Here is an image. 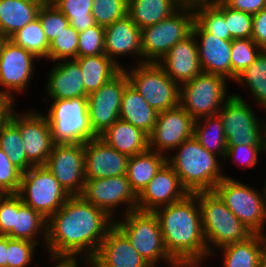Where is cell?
Returning a JSON list of instances; mask_svg holds the SVG:
<instances>
[{
	"label": "cell",
	"mask_w": 266,
	"mask_h": 267,
	"mask_svg": "<svg viewBox=\"0 0 266 267\" xmlns=\"http://www.w3.org/2000/svg\"><path fill=\"white\" fill-rule=\"evenodd\" d=\"M82 196H70L47 219L46 251L52 255L94 257L114 219Z\"/></svg>",
	"instance_id": "cell-1"
},
{
	"label": "cell",
	"mask_w": 266,
	"mask_h": 267,
	"mask_svg": "<svg viewBox=\"0 0 266 267\" xmlns=\"http://www.w3.org/2000/svg\"><path fill=\"white\" fill-rule=\"evenodd\" d=\"M154 214L160 224L166 251L176 262L203 263L208 260L197 192L158 208Z\"/></svg>",
	"instance_id": "cell-2"
},
{
	"label": "cell",
	"mask_w": 266,
	"mask_h": 267,
	"mask_svg": "<svg viewBox=\"0 0 266 267\" xmlns=\"http://www.w3.org/2000/svg\"><path fill=\"white\" fill-rule=\"evenodd\" d=\"M177 152L167 163L174 169L181 185L188 193L213 191L215 186L224 178H231L222 172L218 155L209 152L194 136L183 141Z\"/></svg>",
	"instance_id": "cell-3"
},
{
	"label": "cell",
	"mask_w": 266,
	"mask_h": 267,
	"mask_svg": "<svg viewBox=\"0 0 266 267\" xmlns=\"http://www.w3.org/2000/svg\"><path fill=\"white\" fill-rule=\"evenodd\" d=\"M197 200L209 257L214 255L216 248L220 249L231 243L245 241L253 234L214 191L197 192Z\"/></svg>",
	"instance_id": "cell-4"
},
{
	"label": "cell",
	"mask_w": 266,
	"mask_h": 267,
	"mask_svg": "<svg viewBox=\"0 0 266 267\" xmlns=\"http://www.w3.org/2000/svg\"><path fill=\"white\" fill-rule=\"evenodd\" d=\"M114 225L152 267H159L160 259L169 266L176 263L166 251L160 224L154 212L130 211L123 214L120 221L115 219Z\"/></svg>",
	"instance_id": "cell-5"
},
{
	"label": "cell",
	"mask_w": 266,
	"mask_h": 267,
	"mask_svg": "<svg viewBox=\"0 0 266 267\" xmlns=\"http://www.w3.org/2000/svg\"><path fill=\"white\" fill-rule=\"evenodd\" d=\"M194 9L179 7L161 22L141 29L142 63H158L179 41L192 33Z\"/></svg>",
	"instance_id": "cell-6"
},
{
	"label": "cell",
	"mask_w": 266,
	"mask_h": 267,
	"mask_svg": "<svg viewBox=\"0 0 266 267\" xmlns=\"http://www.w3.org/2000/svg\"><path fill=\"white\" fill-rule=\"evenodd\" d=\"M262 190L260 192L234 178H224L213 191L253 233H265L266 182Z\"/></svg>",
	"instance_id": "cell-7"
},
{
	"label": "cell",
	"mask_w": 266,
	"mask_h": 267,
	"mask_svg": "<svg viewBox=\"0 0 266 267\" xmlns=\"http://www.w3.org/2000/svg\"><path fill=\"white\" fill-rule=\"evenodd\" d=\"M47 112L55 144L85 143L97 137L90 125L87 98L53 100Z\"/></svg>",
	"instance_id": "cell-8"
},
{
	"label": "cell",
	"mask_w": 266,
	"mask_h": 267,
	"mask_svg": "<svg viewBox=\"0 0 266 267\" xmlns=\"http://www.w3.org/2000/svg\"><path fill=\"white\" fill-rule=\"evenodd\" d=\"M227 79L221 75L201 73L180 84L179 104L195 119L217 115L227 95ZM227 95V96H226Z\"/></svg>",
	"instance_id": "cell-9"
},
{
	"label": "cell",
	"mask_w": 266,
	"mask_h": 267,
	"mask_svg": "<svg viewBox=\"0 0 266 267\" xmlns=\"http://www.w3.org/2000/svg\"><path fill=\"white\" fill-rule=\"evenodd\" d=\"M17 195L25 205L46 219L55 214L70 197L45 165L33 166L23 172Z\"/></svg>",
	"instance_id": "cell-10"
},
{
	"label": "cell",
	"mask_w": 266,
	"mask_h": 267,
	"mask_svg": "<svg viewBox=\"0 0 266 267\" xmlns=\"http://www.w3.org/2000/svg\"><path fill=\"white\" fill-rule=\"evenodd\" d=\"M136 66V67H135ZM128 70L123 68L129 83L157 112L179 105L180 85L157 63H142Z\"/></svg>",
	"instance_id": "cell-11"
},
{
	"label": "cell",
	"mask_w": 266,
	"mask_h": 267,
	"mask_svg": "<svg viewBox=\"0 0 266 267\" xmlns=\"http://www.w3.org/2000/svg\"><path fill=\"white\" fill-rule=\"evenodd\" d=\"M218 115L224 126L227 145H264L266 121L258 119L239 94H231Z\"/></svg>",
	"instance_id": "cell-12"
},
{
	"label": "cell",
	"mask_w": 266,
	"mask_h": 267,
	"mask_svg": "<svg viewBox=\"0 0 266 267\" xmlns=\"http://www.w3.org/2000/svg\"><path fill=\"white\" fill-rule=\"evenodd\" d=\"M39 234L46 243L47 219L25 205L17 194H0V235L39 244Z\"/></svg>",
	"instance_id": "cell-13"
},
{
	"label": "cell",
	"mask_w": 266,
	"mask_h": 267,
	"mask_svg": "<svg viewBox=\"0 0 266 267\" xmlns=\"http://www.w3.org/2000/svg\"><path fill=\"white\" fill-rule=\"evenodd\" d=\"M45 166L70 196H81L86 181L84 143L54 144Z\"/></svg>",
	"instance_id": "cell-14"
},
{
	"label": "cell",
	"mask_w": 266,
	"mask_h": 267,
	"mask_svg": "<svg viewBox=\"0 0 266 267\" xmlns=\"http://www.w3.org/2000/svg\"><path fill=\"white\" fill-rule=\"evenodd\" d=\"M81 196L87 202L104 210L114 220V211L116 213L118 206L126 205L123 214L137 208V195L131 189L126 174L110 178L86 179Z\"/></svg>",
	"instance_id": "cell-15"
},
{
	"label": "cell",
	"mask_w": 266,
	"mask_h": 267,
	"mask_svg": "<svg viewBox=\"0 0 266 267\" xmlns=\"http://www.w3.org/2000/svg\"><path fill=\"white\" fill-rule=\"evenodd\" d=\"M128 84V76L122 69L98 90L88 94L90 125L97 136L119 119L123 91Z\"/></svg>",
	"instance_id": "cell-16"
},
{
	"label": "cell",
	"mask_w": 266,
	"mask_h": 267,
	"mask_svg": "<svg viewBox=\"0 0 266 267\" xmlns=\"http://www.w3.org/2000/svg\"><path fill=\"white\" fill-rule=\"evenodd\" d=\"M34 54L7 39L0 51V90L2 97L15 102V93L25 91L34 74Z\"/></svg>",
	"instance_id": "cell-17"
},
{
	"label": "cell",
	"mask_w": 266,
	"mask_h": 267,
	"mask_svg": "<svg viewBox=\"0 0 266 267\" xmlns=\"http://www.w3.org/2000/svg\"><path fill=\"white\" fill-rule=\"evenodd\" d=\"M9 118L19 127L27 159L34 166L45 165L55 144L45 114L29 110L20 115L12 110Z\"/></svg>",
	"instance_id": "cell-18"
},
{
	"label": "cell",
	"mask_w": 266,
	"mask_h": 267,
	"mask_svg": "<svg viewBox=\"0 0 266 267\" xmlns=\"http://www.w3.org/2000/svg\"><path fill=\"white\" fill-rule=\"evenodd\" d=\"M195 119L179 104L158 112L157 121L149 137V149L166 155L183 141L193 137Z\"/></svg>",
	"instance_id": "cell-19"
},
{
	"label": "cell",
	"mask_w": 266,
	"mask_h": 267,
	"mask_svg": "<svg viewBox=\"0 0 266 267\" xmlns=\"http://www.w3.org/2000/svg\"><path fill=\"white\" fill-rule=\"evenodd\" d=\"M187 194L189 193L181 185L178 175L166 162L137 196L136 210L154 212L182 200Z\"/></svg>",
	"instance_id": "cell-20"
},
{
	"label": "cell",
	"mask_w": 266,
	"mask_h": 267,
	"mask_svg": "<svg viewBox=\"0 0 266 267\" xmlns=\"http://www.w3.org/2000/svg\"><path fill=\"white\" fill-rule=\"evenodd\" d=\"M85 178L100 179L127 174L128 156L99 136L84 143Z\"/></svg>",
	"instance_id": "cell-21"
},
{
	"label": "cell",
	"mask_w": 266,
	"mask_h": 267,
	"mask_svg": "<svg viewBox=\"0 0 266 267\" xmlns=\"http://www.w3.org/2000/svg\"><path fill=\"white\" fill-rule=\"evenodd\" d=\"M192 32L198 40L200 39L197 40V46L202 72L221 75L231 80L232 40L216 38L206 32L196 21Z\"/></svg>",
	"instance_id": "cell-22"
},
{
	"label": "cell",
	"mask_w": 266,
	"mask_h": 267,
	"mask_svg": "<svg viewBox=\"0 0 266 267\" xmlns=\"http://www.w3.org/2000/svg\"><path fill=\"white\" fill-rule=\"evenodd\" d=\"M157 64L179 85L201 74L197 38L193 32L175 44Z\"/></svg>",
	"instance_id": "cell-23"
},
{
	"label": "cell",
	"mask_w": 266,
	"mask_h": 267,
	"mask_svg": "<svg viewBox=\"0 0 266 267\" xmlns=\"http://www.w3.org/2000/svg\"><path fill=\"white\" fill-rule=\"evenodd\" d=\"M104 52L121 69L115 57L135 55L139 57L137 64H142L141 29L126 15L105 27Z\"/></svg>",
	"instance_id": "cell-24"
},
{
	"label": "cell",
	"mask_w": 266,
	"mask_h": 267,
	"mask_svg": "<svg viewBox=\"0 0 266 267\" xmlns=\"http://www.w3.org/2000/svg\"><path fill=\"white\" fill-rule=\"evenodd\" d=\"M95 257L105 267H152L115 225L108 230Z\"/></svg>",
	"instance_id": "cell-25"
},
{
	"label": "cell",
	"mask_w": 266,
	"mask_h": 267,
	"mask_svg": "<svg viewBox=\"0 0 266 267\" xmlns=\"http://www.w3.org/2000/svg\"><path fill=\"white\" fill-rule=\"evenodd\" d=\"M49 72L46 95L52 100L87 98L83 75L79 64L74 60L57 61Z\"/></svg>",
	"instance_id": "cell-26"
},
{
	"label": "cell",
	"mask_w": 266,
	"mask_h": 267,
	"mask_svg": "<svg viewBox=\"0 0 266 267\" xmlns=\"http://www.w3.org/2000/svg\"><path fill=\"white\" fill-rule=\"evenodd\" d=\"M99 137L118 152L128 157L146 152L149 149V137L141 129L118 119Z\"/></svg>",
	"instance_id": "cell-27"
},
{
	"label": "cell",
	"mask_w": 266,
	"mask_h": 267,
	"mask_svg": "<svg viewBox=\"0 0 266 267\" xmlns=\"http://www.w3.org/2000/svg\"><path fill=\"white\" fill-rule=\"evenodd\" d=\"M158 112L129 83L122 95L119 119L141 129L148 136L154 129Z\"/></svg>",
	"instance_id": "cell-28"
},
{
	"label": "cell",
	"mask_w": 266,
	"mask_h": 267,
	"mask_svg": "<svg viewBox=\"0 0 266 267\" xmlns=\"http://www.w3.org/2000/svg\"><path fill=\"white\" fill-rule=\"evenodd\" d=\"M46 1L0 0V32L9 39L13 34L38 18Z\"/></svg>",
	"instance_id": "cell-29"
},
{
	"label": "cell",
	"mask_w": 266,
	"mask_h": 267,
	"mask_svg": "<svg viewBox=\"0 0 266 267\" xmlns=\"http://www.w3.org/2000/svg\"><path fill=\"white\" fill-rule=\"evenodd\" d=\"M167 157V155L148 149L144 153L128 158L126 175L131 189L137 196L167 162Z\"/></svg>",
	"instance_id": "cell-30"
},
{
	"label": "cell",
	"mask_w": 266,
	"mask_h": 267,
	"mask_svg": "<svg viewBox=\"0 0 266 267\" xmlns=\"http://www.w3.org/2000/svg\"><path fill=\"white\" fill-rule=\"evenodd\" d=\"M74 60L80 66L87 95L98 90L122 70L105 54L77 57Z\"/></svg>",
	"instance_id": "cell-31"
},
{
	"label": "cell",
	"mask_w": 266,
	"mask_h": 267,
	"mask_svg": "<svg viewBox=\"0 0 266 267\" xmlns=\"http://www.w3.org/2000/svg\"><path fill=\"white\" fill-rule=\"evenodd\" d=\"M179 7L175 0H128L127 15L142 29L165 20Z\"/></svg>",
	"instance_id": "cell-32"
},
{
	"label": "cell",
	"mask_w": 266,
	"mask_h": 267,
	"mask_svg": "<svg viewBox=\"0 0 266 267\" xmlns=\"http://www.w3.org/2000/svg\"><path fill=\"white\" fill-rule=\"evenodd\" d=\"M193 136L209 152L218 155L219 159L225 157L228 146L224 126L218 114L195 120Z\"/></svg>",
	"instance_id": "cell-33"
},
{
	"label": "cell",
	"mask_w": 266,
	"mask_h": 267,
	"mask_svg": "<svg viewBox=\"0 0 266 267\" xmlns=\"http://www.w3.org/2000/svg\"><path fill=\"white\" fill-rule=\"evenodd\" d=\"M224 267H260V233L221 247Z\"/></svg>",
	"instance_id": "cell-34"
},
{
	"label": "cell",
	"mask_w": 266,
	"mask_h": 267,
	"mask_svg": "<svg viewBox=\"0 0 266 267\" xmlns=\"http://www.w3.org/2000/svg\"><path fill=\"white\" fill-rule=\"evenodd\" d=\"M194 9L195 21L208 33L222 40H233L225 22V3L216 0L212 4L197 6Z\"/></svg>",
	"instance_id": "cell-35"
},
{
	"label": "cell",
	"mask_w": 266,
	"mask_h": 267,
	"mask_svg": "<svg viewBox=\"0 0 266 267\" xmlns=\"http://www.w3.org/2000/svg\"><path fill=\"white\" fill-rule=\"evenodd\" d=\"M234 82L244 87L246 85L261 109L266 111V50H262Z\"/></svg>",
	"instance_id": "cell-36"
},
{
	"label": "cell",
	"mask_w": 266,
	"mask_h": 267,
	"mask_svg": "<svg viewBox=\"0 0 266 267\" xmlns=\"http://www.w3.org/2000/svg\"><path fill=\"white\" fill-rule=\"evenodd\" d=\"M0 148L7 154L11 163L22 172L34 166L25 154L19 127L10 118L0 129Z\"/></svg>",
	"instance_id": "cell-37"
},
{
	"label": "cell",
	"mask_w": 266,
	"mask_h": 267,
	"mask_svg": "<svg viewBox=\"0 0 266 267\" xmlns=\"http://www.w3.org/2000/svg\"><path fill=\"white\" fill-rule=\"evenodd\" d=\"M13 43L48 61L49 45L39 18L21 28L9 38Z\"/></svg>",
	"instance_id": "cell-38"
},
{
	"label": "cell",
	"mask_w": 266,
	"mask_h": 267,
	"mask_svg": "<svg viewBox=\"0 0 266 267\" xmlns=\"http://www.w3.org/2000/svg\"><path fill=\"white\" fill-rule=\"evenodd\" d=\"M92 5L93 0H61L55 6L76 31L82 32L97 25L92 15Z\"/></svg>",
	"instance_id": "cell-39"
},
{
	"label": "cell",
	"mask_w": 266,
	"mask_h": 267,
	"mask_svg": "<svg viewBox=\"0 0 266 267\" xmlns=\"http://www.w3.org/2000/svg\"><path fill=\"white\" fill-rule=\"evenodd\" d=\"M262 49L252 38L233 39L231 48V81L248 68Z\"/></svg>",
	"instance_id": "cell-40"
},
{
	"label": "cell",
	"mask_w": 266,
	"mask_h": 267,
	"mask_svg": "<svg viewBox=\"0 0 266 267\" xmlns=\"http://www.w3.org/2000/svg\"><path fill=\"white\" fill-rule=\"evenodd\" d=\"M78 43L79 32L69 25L50 43L48 61L76 59L78 57Z\"/></svg>",
	"instance_id": "cell-41"
},
{
	"label": "cell",
	"mask_w": 266,
	"mask_h": 267,
	"mask_svg": "<svg viewBox=\"0 0 266 267\" xmlns=\"http://www.w3.org/2000/svg\"><path fill=\"white\" fill-rule=\"evenodd\" d=\"M128 0H93L92 15L97 25L107 27L127 15Z\"/></svg>",
	"instance_id": "cell-42"
},
{
	"label": "cell",
	"mask_w": 266,
	"mask_h": 267,
	"mask_svg": "<svg viewBox=\"0 0 266 267\" xmlns=\"http://www.w3.org/2000/svg\"><path fill=\"white\" fill-rule=\"evenodd\" d=\"M38 18L49 43H51L70 23L67 17L56 7L42 4Z\"/></svg>",
	"instance_id": "cell-43"
},
{
	"label": "cell",
	"mask_w": 266,
	"mask_h": 267,
	"mask_svg": "<svg viewBox=\"0 0 266 267\" xmlns=\"http://www.w3.org/2000/svg\"><path fill=\"white\" fill-rule=\"evenodd\" d=\"M37 246L35 242L7 237V267H28Z\"/></svg>",
	"instance_id": "cell-44"
},
{
	"label": "cell",
	"mask_w": 266,
	"mask_h": 267,
	"mask_svg": "<svg viewBox=\"0 0 266 267\" xmlns=\"http://www.w3.org/2000/svg\"><path fill=\"white\" fill-rule=\"evenodd\" d=\"M105 27L95 25L79 32L78 57L105 54Z\"/></svg>",
	"instance_id": "cell-45"
},
{
	"label": "cell",
	"mask_w": 266,
	"mask_h": 267,
	"mask_svg": "<svg viewBox=\"0 0 266 267\" xmlns=\"http://www.w3.org/2000/svg\"><path fill=\"white\" fill-rule=\"evenodd\" d=\"M253 14L231 9L225 4V22L232 39L251 38Z\"/></svg>",
	"instance_id": "cell-46"
},
{
	"label": "cell",
	"mask_w": 266,
	"mask_h": 267,
	"mask_svg": "<svg viewBox=\"0 0 266 267\" xmlns=\"http://www.w3.org/2000/svg\"><path fill=\"white\" fill-rule=\"evenodd\" d=\"M23 172L11 163L0 148V194H17Z\"/></svg>",
	"instance_id": "cell-47"
},
{
	"label": "cell",
	"mask_w": 266,
	"mask_h": 267,
	"mask_svg": "<svg viewBox=\"0 0 266 267\" xmlns=\"http://www.w3.org/2000/svg\"><path fill=\"white\" fill-rule=\"evenodd\" d=\"M227 150L225 157L222 159L225 160H231L235 159L237 161L236 163H241L244 166H242V169H245V167H254L255 164L258 162V155L261 154V152H264V145H227Z\"/></svg>",
	"instance_id": "cell-48"
},
{
	"label": "cell",
	"mask_w": 266,
	"mask_h": 267,
	"mask_svg": "<svg viewBox=\"0 0 266 267\" xmlns=\"http://www.w3.org/2000/svg\"><path fill=\"white\" fill-rule=\"evenodd\" d=\"M252 25V40L266 50V8L253 14Z\"/></svg>",
	"instance_id": "cell-49"
},
{
	"label": "cell",
	"mask_w": 266,
	"mask_h": 267,
	"mask_svg": "<svg viewBox=\"0 0 266 267\" xmlns=\"http://www.w3.org/2000/svg\"><path fill=\"white\" fill-rule=\"evenodd\" d=\"M231 9L255 14L266 8V0H222Z\"/></svg>",
	"instance_id": "cell-50"
},
{
	"label": "cell",
	"mask_w": 266,
	"mask_h": 267,
	"mask_svg": "<svg viewBox=\"0 0 266 267\" xmlns=\"http://www.w3.org/2000/svg\"><path fill=\"white\" fill-rule=\"evenodd\" d=\"M51 257V258H50ZM78 257L83 258V262L86 264L85 267H89V258L83 257V256H68V255H52L49 254V258L52 259L56 265L54 267H79V260H82L81 258L78 259Z\"/></svg>",
	"instance_id": "cell-51"
},
{
	"label": "cell",
	"mask_w": 266,
	"mask_h": 267,
	"mask_svg": "<svg viewBox=\"0 0 266 267\" xmlns=\"http://www.w3.org/2000/svg\"><path fill=\"white\" fill-rule=\"evenodd\" d=\"M14 103L9 99H0V129L8 120L10 112L14 109Z\"/></svg>",
	"instance_id": "cell-52"
},
{
	"label": "cell",
	"mask_w": 266,
	"mask_h": 267,
	"mask_svg": "<svg viewBox=\"0 0 266 267\" xmlns=\"http://www.w3.org/2000/svg\"><path fill=\"white\" fill-rule=\"evenodd\" d=\"M180 7H191L195 8L197 6L212 4L216 0H175Z\"/></svg>",
	"instance_id": "cell-53"
},
{
	"label": "cell",
	"mask_w": 266,
	"mask_h": 267,
	"mask_svg": "<svg viewBox=\"0 0 266 267\" xmlns=\"http://www.w3.org/2000/svg\"><path fill=\"white\" fill-rule=\"evenodd\" d=\"M0 267H7V236L0 235Z\"/></svg>",
	"instance_id": "cell-54"
},
{
	"label": "cell",
	"mask_w": 266,
	"mask_h": 267,
	"mask_svg": "<svg viewBox=\"0 0 266 267\" xmlns=\"http://www.w3.org/2000/svg\"><path fill=\"white\" fill-rule=\"evenodd\" d=\"M260 267H266V234L260 233Z\"/></svg>",
	"instance_id": "cell-55"
},
{
	"label": "cell",
	"mask_w": 266,
	"mask_h": 267,
	"mask_svg": "<svg viewBox=\"0 0 266 267\" xmlns=\"http://www.w3.org/2000/svg\"><path fill=\"white\" fill-rule=\"evenodd\" d=\"M202 264L200 262H176L170 267H201Z\"/></svg>",
	"instance_id": "cell-56"
},
{
	"label": "cell",
	"mask_w": 266,
	"mask_h": 267,
	"mask_svg": "<svg viewBox=\"0 0 266 267\" xmlns=\"http://www.w3.org/2000/svg\"><path fill=\"white\" fill-rule=\"evenodd\" d=\"M89 267H105L95 256L89 258Z\"/></svg>",
	"instance_id": "cell-57"
},
{
	"label": "cell",
	"mask_w": 266,
	"mask_h": 267,
	"mask_svg": "<svg viewBox=\"0 0 266 267\" xmlns=\"http://www.w3.org/2000/svg\"><path fill=\"white\" fill-rule=\"evenodd\" d=\"M6 40H7V38L3 35L2 32H0V51H1V48H2V46Z\"/></svg>",
	"instance_id": "cell-58"
},
{
	"label": "cell",
	"mask_w": 266,
	"mask_h": 267,
	"mask_svg": "<svg viewBox=\"0 0 266 267\" xmlns=\"http://www.w3.org/2000/svg\"><path fill=\"white\" fill-rule=\"evenodd\" d=\"M59 1H61V0H46L45 3H47L51 6H55Z\"/></svg>",
	"instance_id": "cell-59"
},
{
	"label": "cell",
	"mask_w": 266,
	"mask_h": 267,
	"mask_svg": "<svg viewBox=\"0 0 266 267\" xmlns=\"http://www.w3.org/2000/svg\"><path fill=\"white\" fill-rule=\"evenodd\" d=\"M264 153H266V127H265Z\"/></svg>",
	"instance_id": "cell-60"
},
{
	"label": "cell",
	"mask_w": 266,
	"mask_h": 267,
	"mask_svg": "<svg viewBox=\"0 0 266 267\" xmlns=\"http://www.w3.org/2000/svg\"><path fill=\"white\" fill-rule=\"evenodd\" d=\"M29 1H46V0H29Z\"/></svg>",
	"instance_id": "cell-61"
}]
</instances>
